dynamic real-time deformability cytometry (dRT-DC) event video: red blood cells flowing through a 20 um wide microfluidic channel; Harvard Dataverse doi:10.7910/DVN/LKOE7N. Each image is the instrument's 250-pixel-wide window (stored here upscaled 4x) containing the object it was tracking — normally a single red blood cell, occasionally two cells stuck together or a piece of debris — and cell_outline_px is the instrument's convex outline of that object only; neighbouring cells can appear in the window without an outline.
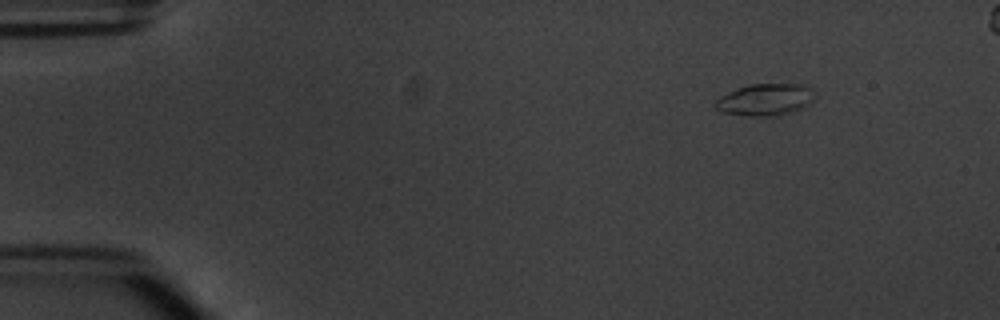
{"species": "common noctule bat (a hibernating species)", "species_latin": "Nyctalus noctula", "temperature_condition": "warm", "stored_images_in_passage": 9, "camera_frame_rate_fps": 3000, "um_per_image_px": 0.085, "animal": {"sex": "male", "body_mass_g": 20.1, "forearm_length_mm": 53.5}, "frame": {"image": 1, "passage_image": 1, "time_ms": 0.0, "image_size_px": [1000, 320], "cell_outline_px": [[812, 100], [804, 108], [780, 116], [744, 116], [724, 112], [716, 108], [716, 100], [720, 96], [728, 92], [748, 84], [804, 84], [808, 88]], "centroid_in_image_um": [65.01, 8.48], "position_along_channel_um": 20.0, "area_um2": 18.26}}
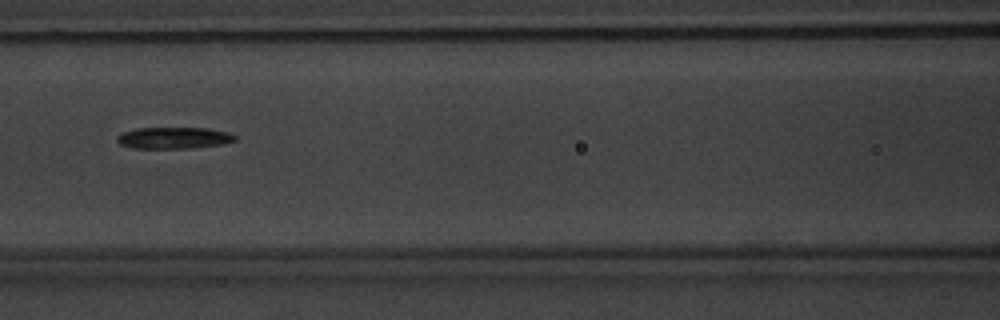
{"frame": {"image": 2, "passage_image": 6, "time_ms": 6.0, "image_size_px": [1000, 320], "cell_outline_px": [[236, 140], [224, 144], [192, 148], [132, 148], [120, 144], [116, 140], [116, 136], [120, 132], [136, 128], [208, 128], [228, 132], [236, 136]], "centroid_in_image_um": [14.75, 11.72], "position_along_channel_um": 151.9, "area_um2": 14.97}}
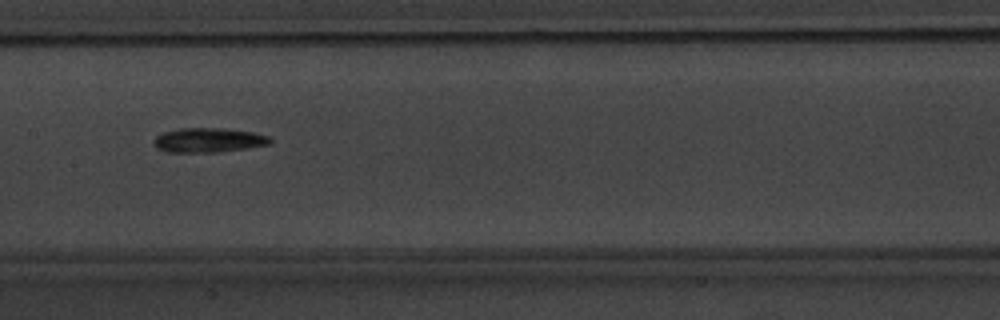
{"frame": {"image": 3, "passage_image": 7, "time_ms": 7.0, "image_size_px": [1000, 320], "cell_outline_px": [[272, 144], [248, 148], [220, 152], [168, 152], [156, 148], [152, 140], [156, 136], [164, 132], [180, 128], [224, 128], [252, 132], [268, 136], [272, 140]], "centroid_in_image_um": [17.73, 11.91], "position_along_channel_um": 189.7, "area_um2": 16.7}}